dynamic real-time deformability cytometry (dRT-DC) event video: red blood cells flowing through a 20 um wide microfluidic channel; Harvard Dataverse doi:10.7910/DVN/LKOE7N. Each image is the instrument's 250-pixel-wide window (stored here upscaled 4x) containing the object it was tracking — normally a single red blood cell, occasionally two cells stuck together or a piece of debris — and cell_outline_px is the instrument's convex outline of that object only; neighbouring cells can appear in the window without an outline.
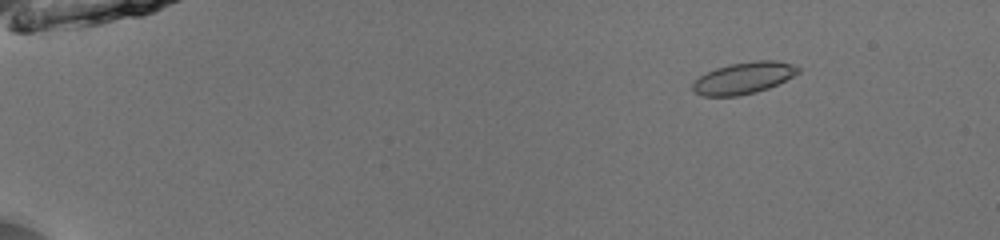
{"species": "common noctule bat (a hibernating species)", "species_latin": "Nyctalus noctula", "temperature_condition": "room temperature", "stored_images_in_passage": 47, "camera_frame_rate_fps": 3000, "um_per_image_px": 0.085, "animal": {"sex": "male", "body_mass_g": 13.0, "forearm_length_mm": 53.1}, "frame": {"image": 1, "passage_image": 2, "time_ms": 0.333, "image_size_px": [1000, 240], "cell_outline_px": [[800, 72], [768, 88], [756, 92], [736, 96], [704, 96], [696, 92], [692, 88], [692, 84], [700, 76], [716, 68], [728, 64], [756, 60], [776, 60], [792, 64], [800, 68]], "centroid_in_image_um": [63.22, 6.62], "position_along_channel_um": 21.8, "area_um2": 19.25}}
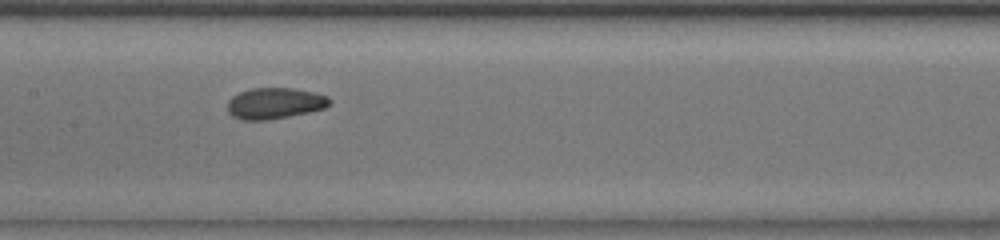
{"frame": {"image": 2, "passage_image": 23, "time_ms": 7.333, "image_size_px": [1000, 240], "cell_outline_px": [[332, 100], [324, 108], [308, 112], [268, 120], [244, 120], [232, 116], [228, 112], [228, 100], [232, 96], [240, 92], [252, 88], [292, 88], [312, 92], [328, 96]], "centroid_in_image_um": [23.33, 8.78], "position_along_channel_um": 184.1, "area_um2": 18.38}}
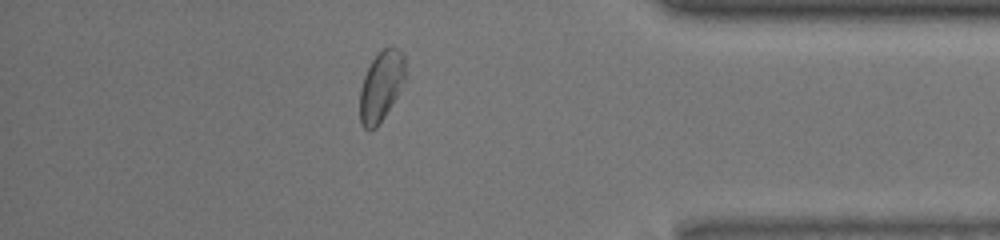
{"frame": {"image": 3, "passage_image": 41, "time_ms": 13.333, "image_size_px": [1000, 240], "cell_outline_px": [[404, 80], [396, 96], [384, 116], [376, 128], [368, 132], [360, 124], [360, 88], [364, 76], [372, 60], [388, 44], [392, 44], [404, 52]], "centroid_in_image_um": [32.38, 7.3], "position_along_channel_um": 402.8, "area_um2": 18.5}, "authors_computed_cell_mechanics": {"area_um2": 18.7272, "velocity_mm_per_s": 3.9833, "shape_relaxation_time_tau1_ms": 2.5132, "shape_relaxation_time_tau2_ms": 0.8046, "deformation_change_tau1": 0.0799, "deformation_change_tau2": 0.0353}}